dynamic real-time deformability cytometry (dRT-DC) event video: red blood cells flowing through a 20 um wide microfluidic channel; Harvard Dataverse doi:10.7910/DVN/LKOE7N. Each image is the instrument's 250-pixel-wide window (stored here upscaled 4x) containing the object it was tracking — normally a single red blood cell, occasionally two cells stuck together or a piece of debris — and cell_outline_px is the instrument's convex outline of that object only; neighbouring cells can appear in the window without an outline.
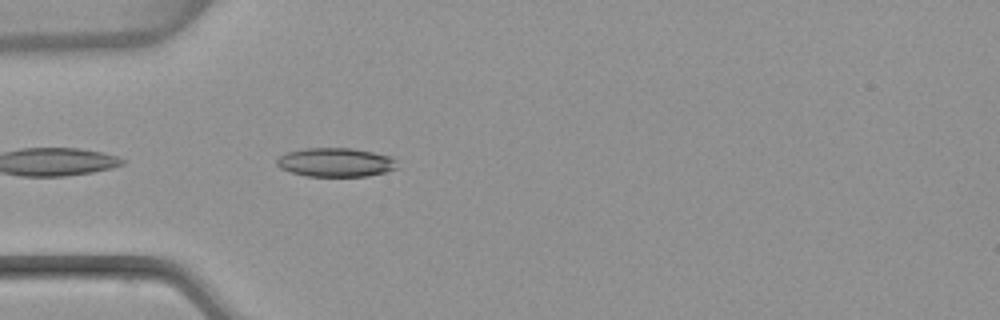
{"species": "common noctule bat (a hibernating species)", "species_latin": "Nyctalus noctula", "temperature_condition": "warm", "stored_images_in_passage": 7, "camera_frame_rate_fps": 3000, "um_per_image_px": 0.085, "animal": {"sex": "female", "body_mass_g": 22.7, "forearm_length_mm": 54.2}, "frame": {"image": 1, "passage_image": 2, "time_ms": 0.333, "image_size_px": [1000, 320], "cell_outline_px": [[400, 168], [368, 176], [308, 176], [292, 172], [280, 168], [276, 164], [276, 160], [284, 152], [304, 148], [352, 148], [392, 156], [396, 160]], "centroid_in_image_um": [28.55, 13.79], "position_along_channel_um": 56.5, "area_um2": 20.46}}